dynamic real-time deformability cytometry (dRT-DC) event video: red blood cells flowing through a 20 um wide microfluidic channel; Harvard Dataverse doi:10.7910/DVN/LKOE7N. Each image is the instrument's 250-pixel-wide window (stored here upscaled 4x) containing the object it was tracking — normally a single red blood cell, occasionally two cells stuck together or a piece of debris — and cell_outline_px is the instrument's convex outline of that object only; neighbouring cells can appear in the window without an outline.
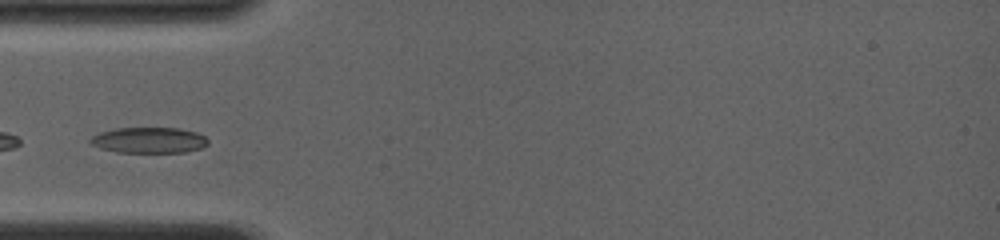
{"species": "common noctule bat (a hibernating species)", "species_latin": "Nyctalus noctula", "temperature_condition": "room temperature", "stored_images_in_passage": 4, "camera_frame_rate_fps": 4000, "um_per_image_px": 0.085, "animal": {"sex": "female", "body_mass_g": 19.0, "forearm_length_mm": 56.7}, "frame": {"image": 1, "passage_image": 1, "time_ms": 0.0, "image_size_px": [1000, 240], "cell_outline_px": [[208, 144], [204, 148], [184, 152], [116, 152], [100, 148], [92, 144], [88, 140], [92, 136], [100, 132], [116, 128], [180, 128], [196, 132], [204, 136], [208, 140]], "centroid_in_image_um": [12.68, 11.91], "position_along_channel_um": 72.3, "area_um2": 17.74}}
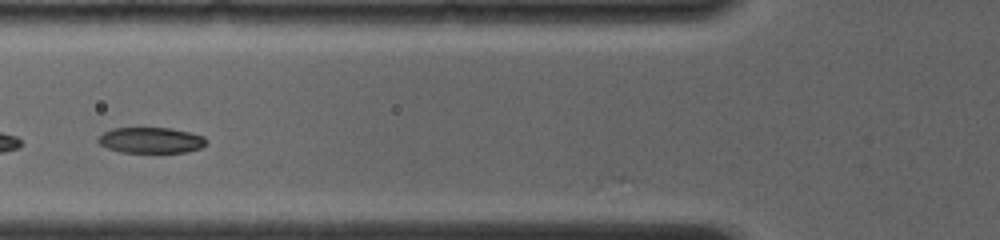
{"frame": {"image": 2, "passage_image": 2, "time_ms": 1.0, "image_size_px": [1000, 240], "cell_outline_px": [[204, 144], [200, 148], [188, 152], [120, 152], [108, 148], [100, 144], [96, 140], [96, 136], [112, 128], [172, 128], [204, 136]], "centroid_in_image_um": [12.77, 11.91], "position_along_channel_um": 113.0, "area_um2": 16.18}}
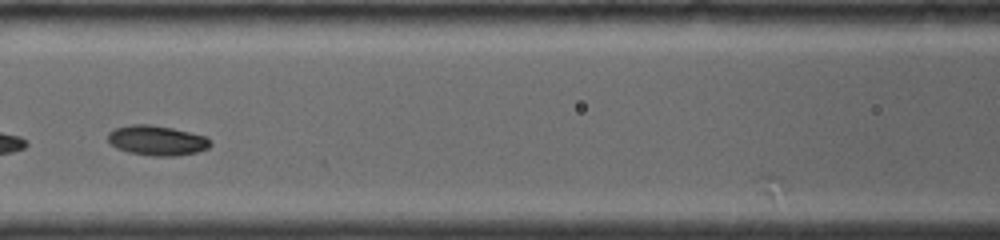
{"frame": {"image": 3, "passage_image": 3, "time_ms": 2.0, "image_size_px": [1000, 240], "cell_outline_px": [[212, 144], [208, 148], [196, 152], [176, 156], [152, 156], [128, 152], [116, 148], [108, 140], [108, 132], [116, 128], [132, 124], [152, 124], [172, 128], [208, 136]], "centroid_in_image_um": [13.36, 11.93], "position_along_channel_um": 153.2, "area_um2": 17.98}}